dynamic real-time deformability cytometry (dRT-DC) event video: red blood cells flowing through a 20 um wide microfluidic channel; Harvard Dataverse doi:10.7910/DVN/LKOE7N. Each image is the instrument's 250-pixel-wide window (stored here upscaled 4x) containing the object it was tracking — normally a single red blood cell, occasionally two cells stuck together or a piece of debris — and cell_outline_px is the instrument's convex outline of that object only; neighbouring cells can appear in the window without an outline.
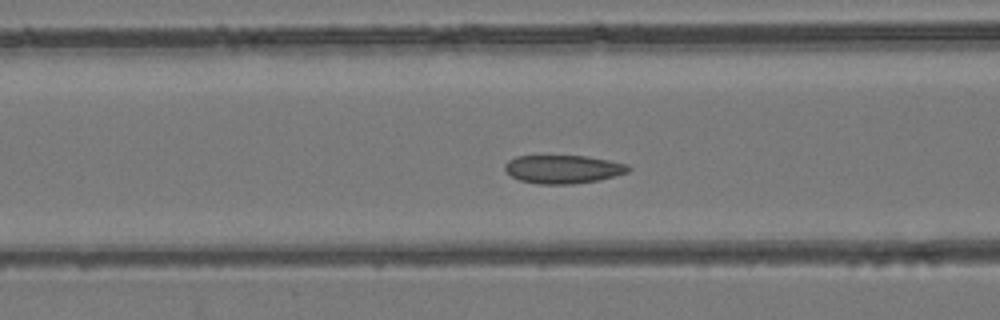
{"species": "common noctule bat (a hibernating species)", "species_latin": "Nyctalus noctula", "temperature_condition": "room temperature", "stored_images_in_passage": 44, "camera_frame_rate_fps": 3000, "um_per_image_px": 0.085, "animal": {"sex": "female", "body_mass_g": 24.6, "forearm_length_mm": 56.2}, "frame": {"image": 1, "passage_image": 14, "time_ms": 4.333, "image_size_px": [1000, 320], "cell_outline_px": [[632, 168], [628, 172], [600, 180], [572, 184], [540, 184], [520, 180], [512, 176], [504, 168], [504, 164], [508, 160], [516, 156], [584, 156], [608, 160], [628, 164]], "centroid_in_image_um": [47.88, 14.38], "position_along_channel_um": 118.7, "area_um2": 20.35}}
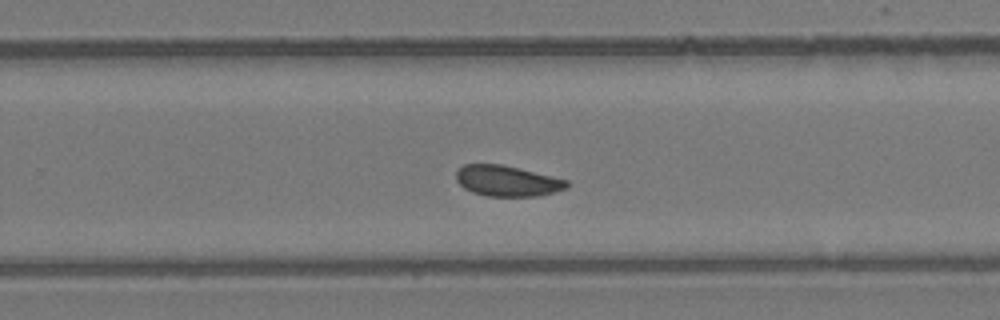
{"frame": {"image": 2, "passage_image": 26, "time_ms": 8.333, "image_size_px": [1000, 320], "cell_outline_px": [[568, 188], [536, 196], [488, 196], [472, 192], [464, 188], [456, 180], [456, 168], [464, 164], [500, 164], [568, 180]], "centroid_in_image_um": [43.06, 15.37], "position_along_channel_um": 286.7, "area_um2": 19.65}}
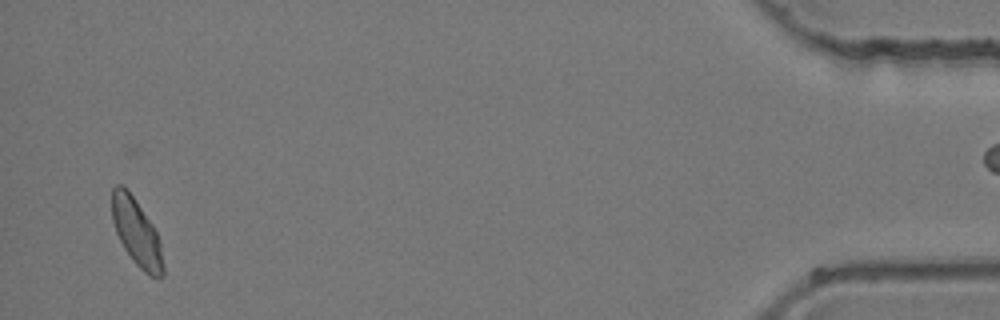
{"frame": {"image": 3, "passage_image": 42, "time_ms": 13.667, "image_size_px": [1000, 320], "cell_outline_px": [[164, 276], [160, 280], [156, 280], [148, 276], [132, 260], [124, 248], [116, 232], [112, 220], [112, 188], [116, 184], [124, 184], [128, 188], [152, 224], [156, 232], [160, 244], [164, 264]], "centroid_in_image_um": [11.62, 19.78], "position_along_channel_um": 423.6, "area_um2": 20.35}}